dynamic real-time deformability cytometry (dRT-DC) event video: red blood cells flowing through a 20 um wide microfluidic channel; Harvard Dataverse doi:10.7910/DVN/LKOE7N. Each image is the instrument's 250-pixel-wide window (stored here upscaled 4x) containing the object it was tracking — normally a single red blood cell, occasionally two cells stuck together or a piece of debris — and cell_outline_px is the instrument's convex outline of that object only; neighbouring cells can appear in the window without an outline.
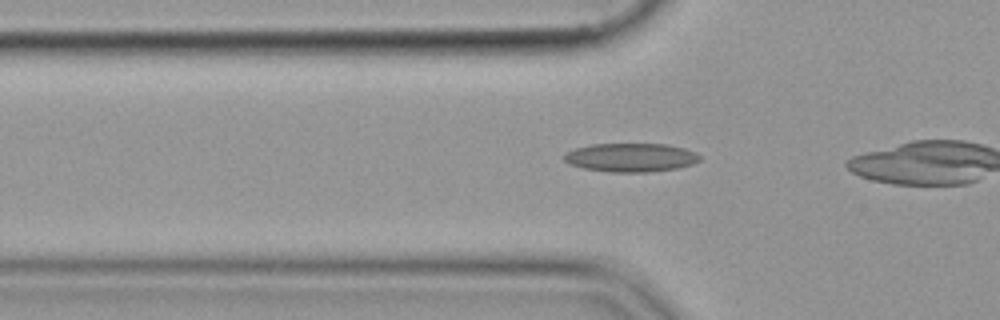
{"species": "common noctule bat (a hibernating species)", "species_latin": "Nyctalus noctula", "temperature_condition": "cold", "stored_images_in_passage": 19, "camera_frame_rate_fps": 3000, "um_per_image_px": 0.085, "animal": {"sex": "female", "body_mass_g": 19.9}, "frame": {"image": 1, "passage_image": 3, "time_ms": 0.667, "image_size_px": [1000, 320], "cell_outline_px": [[700, 160], [692, 164], [680, 168], [648, 172], [612, 172], [584, 168], [568, 164], [564, 160], [564, 156], [568, 152], [576, 148], [592, 144], [664, 144], [684, 148], [696, 152], [700, 156]], "centroid_in_image_um": [53.65, 13.39], "position_along_channel_um": 72.2, "area_um2": 22.6}}
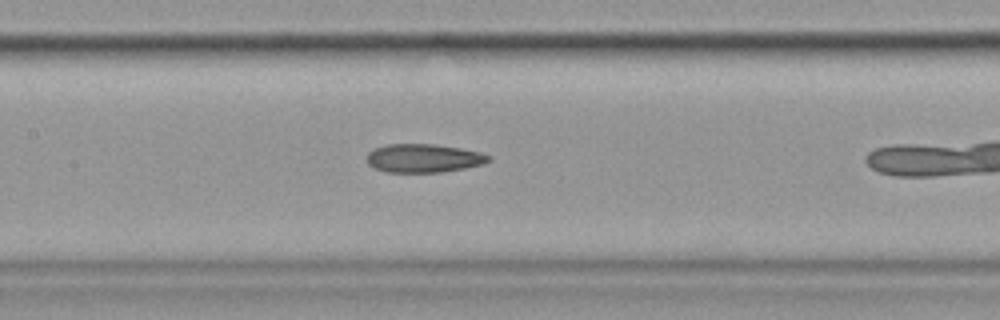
{"frame": {"image": 2, "passage_image": 11, "time_ms": 3.333, "image_size_px": [1000, 320], "cell_outline_px": [[492, 160], [484, 164], [444, 172], [388, 172], [376, 168], [368, 164], [368, 152], [376, 148], [388, 144], [432, 144], [460, 148], [480, 152], [492, 156]], "centroid_in_image_um": [36.06, 13.45], "position_along_channel_um": 171.3, "area_um2": 20.17}}
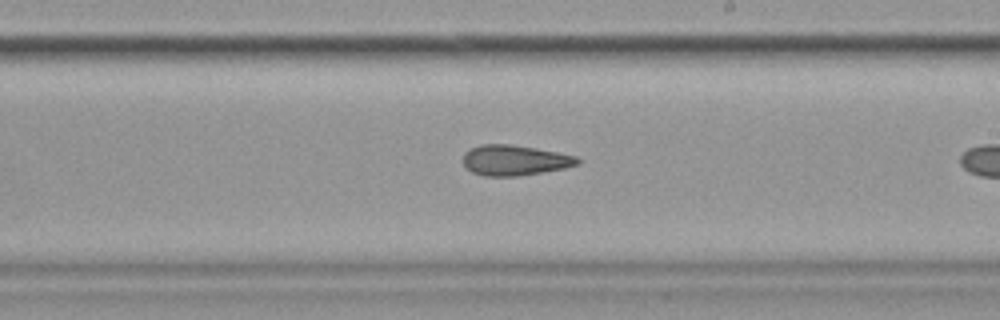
{"frame": {"image": 3, "passage_image": 17, "time_ms": 5.333, "image_size_px": [1000, 320], "cell_outline_px": [[580, 164], [564, 168], [516, 176], [484, 176], [472, 172], [464, 164], [464, 152], [480, 144], [508, 144], [536, 148], [576, 156], [580, 160]], "centroid_in_image_um": [43.74, 13.62], "position_along_channel_um": 245.3, "area_um2": 20.06}}